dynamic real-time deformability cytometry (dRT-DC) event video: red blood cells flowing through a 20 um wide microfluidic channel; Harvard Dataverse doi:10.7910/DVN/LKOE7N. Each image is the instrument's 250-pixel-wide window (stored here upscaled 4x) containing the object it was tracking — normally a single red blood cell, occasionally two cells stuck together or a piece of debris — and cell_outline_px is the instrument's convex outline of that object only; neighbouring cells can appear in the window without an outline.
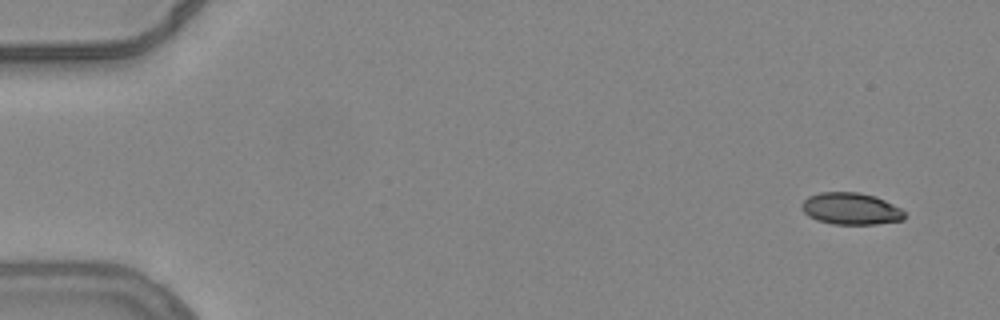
{"species": "common noctule bat (a hibernating species)", "species_latin": "Nyctalus noctula", "temperature_condition": "warm", "stored_images_in_passage": 52, "camera_frame_rate_fps": 3000, "um_per_image_px": 0.085, "animal": {"sex": "female", "body_mass_g": 24.6, "forearm_length_mm": 56.2}, "frame": {"image": 1, "passage_image": 1, "time_ms": 0.0, "image_size_px": [1000, 320], "cell_outline_px": [[904, 220], [876, 224], [832, 224], [816, 220], [808, 216], [800, 208], [800, 204], [808, 196], [820, 192], [860, 192], [876, 196], [900, 208], [904, 212]], "centroid_in_image_um": [72.29, 17.73], "position_along_channel_um": 12.7, "area_um2": 19.25}}
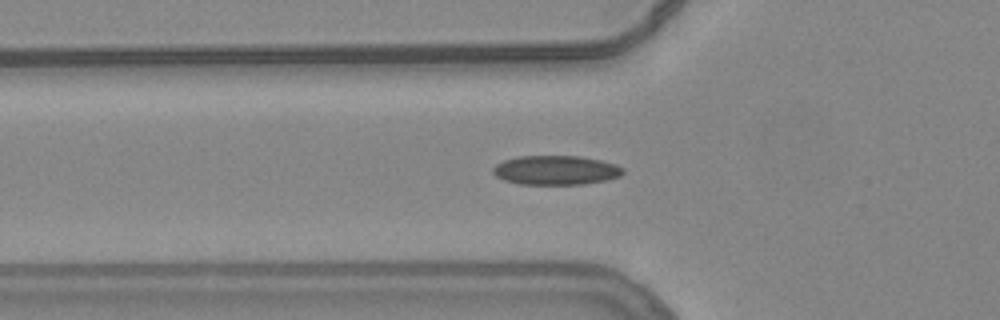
{"frame": {"image": 2, "passage_image": 17, "time_ms": 5.333, "image_size_px": [1000, 320], "cell_outline_px": [[624, 172], [620, 176], [608, 180], [584, 184], [520, 184], [504, 180], [496, 176], [492, 172], [492, 168], [496, 164], [504, 160], [516, 156], [580, 156], [600, 160], [616, 164], [624, 168]], "centroid_in_image_um": [47.25, 14.46], "position_along_channel_um": 78.5, "area_um2": 22.31}}
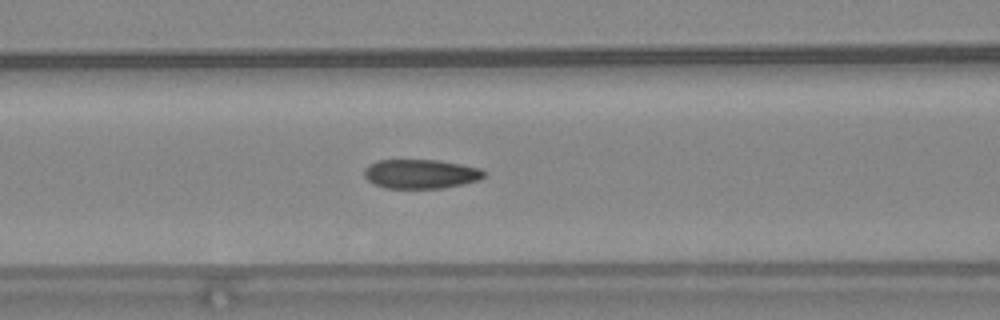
{"frame": {"image": 3, "passage_image": 21, "time_ms": 6.667, "image_size_px": [1000, 320], "cell_outline_px": [[484, 176], [480, 180], [464, 184], [444, 188], [384, 188], [368, 180], [364, 176], [364, 168], [368, 164], [376, 160], [440, 160], [480, 168], [484, 172]], "centroid_in_image_um": [35.75, 14.78], "position_along_channel_um": 130.8, "area_um2": 20.52}, "authors_computed_cell_mechanics": {"area_um2": 20.6924, "velocity_mm_per_s": 3.8274, "shape_relaxation_time_tau1_ms": 9.7475, "shape_relaxation_time_tau2_ms": 1.4847, "deformation_change_tau1": 0.2383, "deformation_change_tau2": 0.0682}}